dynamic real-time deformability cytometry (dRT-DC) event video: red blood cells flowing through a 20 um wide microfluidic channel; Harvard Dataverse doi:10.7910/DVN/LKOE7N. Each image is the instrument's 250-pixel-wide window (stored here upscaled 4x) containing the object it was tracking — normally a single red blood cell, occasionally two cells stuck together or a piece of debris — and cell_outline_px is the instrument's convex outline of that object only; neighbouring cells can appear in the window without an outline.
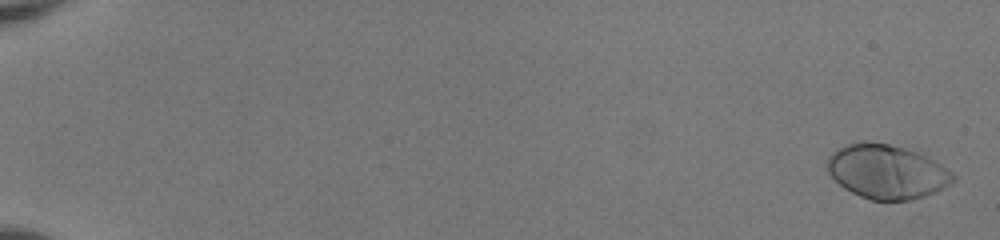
{"species": "human", "species_latin": "Homo sapiens", "temperature_condition": "room temperature", "stored_images_in_passage": 54, "camera_frame_rate_fps": 3000, "um_per_image_px": 0.085, "donor": {"sex": "female"}, "frame": {"image": 1, "passage_image": 2, "time_ms": 0.333, "image_size_px": [1000, 240], "cell_outline_px": [[956, 180], [936, 192], [924, 196], [908, 200], [872, 200], [860, 196], [844, 188], [828, 172], [828, 156], [836, 148], [844, 144], [856, 140], [864, 140], [888, 144], [904, 148], [916, 152], [940, 164], [952, 172], [956, 176]], "centroid_in_image_um": [75.35, 14.57], "position_along_channel_um": 9.7, "area_um2": 39.65}}
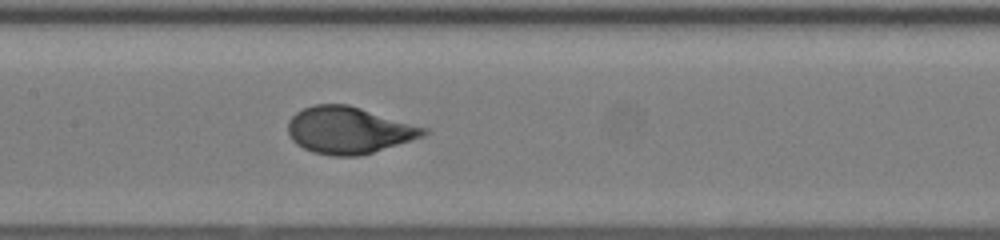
{"frame": {"image": 2, "passage_image": 30, "time_ms": 9.667, "image_size_px": [1000, 240], "cell_outline_px": [[428, 132], [424, 136], [412, 140], [360, 156], [332, 156], [312, 152], [296, 144], [292, 140], [288, 132], [288, 120], [296, 112], [312, 104], [348, 104], [428, 128]], "centroid_in_image_um": [29.63, 11.07], "position_along_channel_um": 177.8, "area_um2": 37.11}}
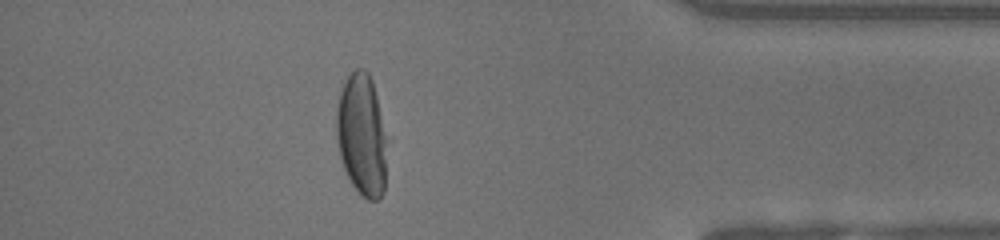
{"frame": {"image": 3, "passage_image": 49, "time_ms": 16.0, "image_size_px": [1000, 240], "cell_outline_px": [[384, 192], [380, 200], [368, 200], [352, 184], [344, 168], [340, 156], [336, 140], [336, 108], [340, 92], [344, 80], [356, 68], [364, 68], [368, 72], [372, 80], [376, 96], [384, 136]], "centroid_in_image_um": [30.69, 11.44], "position_along_channel_um": 404.5, "area_um2": 35.14}, "authors_computed_cell_mechanics": {"area_um2": 37.3966, "velocity_mm_per_s": 3.982, "shape_relaxation_time_tau1_ms": 3.3687, "shape_relaxation_time_tau2_ms": null, "deformation_change_tau1": 0.2106, "deformation_change_tau2": null}}